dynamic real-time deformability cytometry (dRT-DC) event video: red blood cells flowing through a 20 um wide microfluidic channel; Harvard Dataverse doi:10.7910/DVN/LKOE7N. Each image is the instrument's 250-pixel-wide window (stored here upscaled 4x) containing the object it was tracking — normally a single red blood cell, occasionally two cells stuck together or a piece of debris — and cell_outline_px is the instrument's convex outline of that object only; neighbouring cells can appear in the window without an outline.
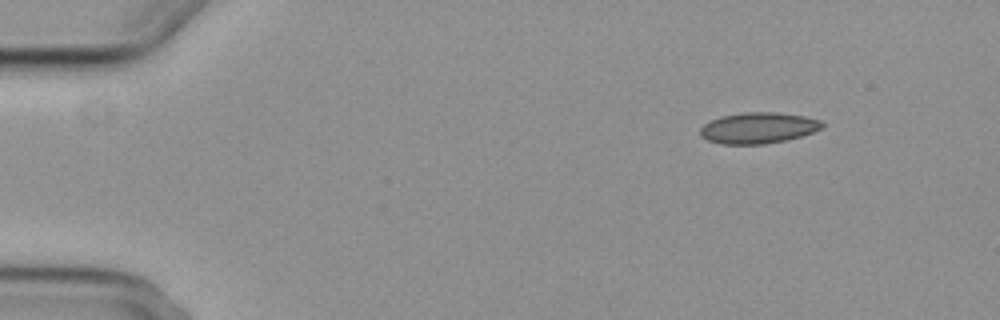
{"species": "common noctule bat (a hibernating species)", "species_latin": "Nyctalus noctula", "temperature_condition": "cold", "stored_images_in_passage": 3, "camera_frame_rate_fps": 3000, "um_per_image_px": 0.085, "animal": {"sex": "female", "body_mass_g": 29.2, "forearm_length_mm": 56.3}, "frame": {"image": 1, "passage_image": 1, "time_ms": 0.0, "image_size_px": [1000, 320], "cell_outline_px": [[824, 124], [820, 128], [812, 132], [800, 136], [784, 140], [764, 144], [720, 144], [708, 140], [700, 136], [700, 128], [704, 124], [720, 116], [744, 112], [776, 112], [804, 116], [820, 120]], "centroid_in_image_um": [64.41, 10.87], "position_along_channel_um": 20.6, "area_um2": 21.91}}